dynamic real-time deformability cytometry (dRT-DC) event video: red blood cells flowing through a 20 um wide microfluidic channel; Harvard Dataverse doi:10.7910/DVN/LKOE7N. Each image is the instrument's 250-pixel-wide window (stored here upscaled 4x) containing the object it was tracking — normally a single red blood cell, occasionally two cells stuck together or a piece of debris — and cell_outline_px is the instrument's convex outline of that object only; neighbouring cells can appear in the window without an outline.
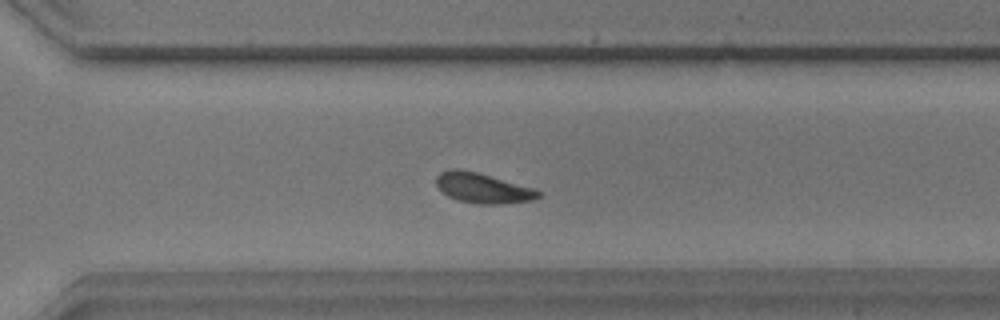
{"species": "common noctule bat (a hibernating species)", "species_latin": "Nyctalus noctula", "temperature_condition": "warm", "stored_images_in_passage": 38, "camera_frame_rate_fps": 3000, "um_per_image_px": 0.085, "animal": {"sex": "male", "body_mass_g": 17.9}, "frame": {"image": 1, "passage_image": 22, "time_ms": 7.0, "image_size_px": [1000, 320], "cell_outline_px": [[540, 196], [532, 200], [500, 204], [476, 204], [456, 200], [448, 196], [436, 184], [436, 176], [440, 172], [448, 168], [460, 168], [476, 172], [532, 188], [540, 192]], "centroid_in_image_um": [40.97, 15.98], "position_along_channel_um": 329.6, "area_um2": 17.74}}
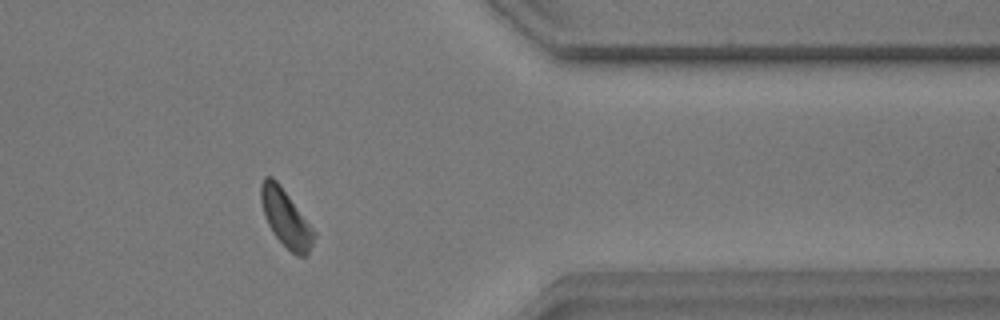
{"frame": {"image": 2, "passage_image": 28, "time_ms": 9.0, "image_size_px": [1000, 320], "cell_outline_px": [[316, 236], [308, 256], [296, 256], [272, 232], [264, 216], [260, 200], [260, 184], [264, 176], [272, 176], [280, 184], [316, 232]], "centroid_in_image_um": [24.29, 18.53], "position_along_channel_um": 387.1, "area_um2": 17.8}}
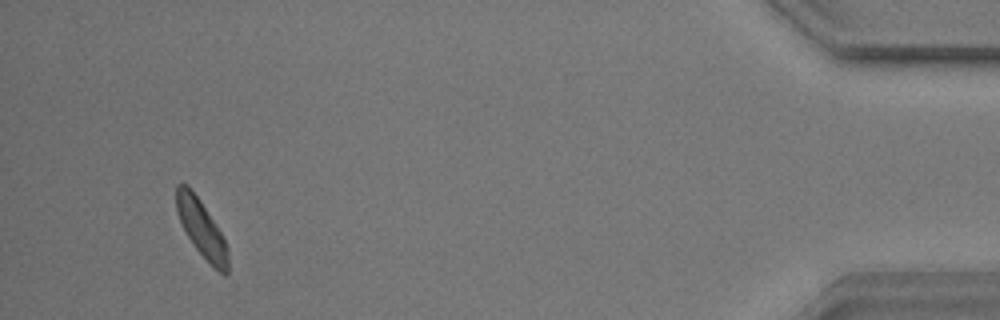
{"frame": {"image": 3, "passage_image": 35, "time_ms": 11.333, "image_size_px": [1000, 320], "cell_outline_px": [[228, 276], [224, 276], [196, 248], [188, 236], [176, 212], [176, 184], [188, 184], [200, 200], [216, 224], [228, 248]], "centroid_in_image_um": [17.13, 19.39], "position_along_channel_um": 418.1, "area_um2": 16.82}, "authors_computed_cell_mechanics": {"area_um2": 17.7735, "velocity_mm_per_s": 3.6734, "shape_relaxation_time_tau1_ms": 2.5978, "shape_relaxation_time_tau2_ms": 6.5156, "deformation_change_tau1": 0.1071, "deformation_change_tau2": 0.1578}}